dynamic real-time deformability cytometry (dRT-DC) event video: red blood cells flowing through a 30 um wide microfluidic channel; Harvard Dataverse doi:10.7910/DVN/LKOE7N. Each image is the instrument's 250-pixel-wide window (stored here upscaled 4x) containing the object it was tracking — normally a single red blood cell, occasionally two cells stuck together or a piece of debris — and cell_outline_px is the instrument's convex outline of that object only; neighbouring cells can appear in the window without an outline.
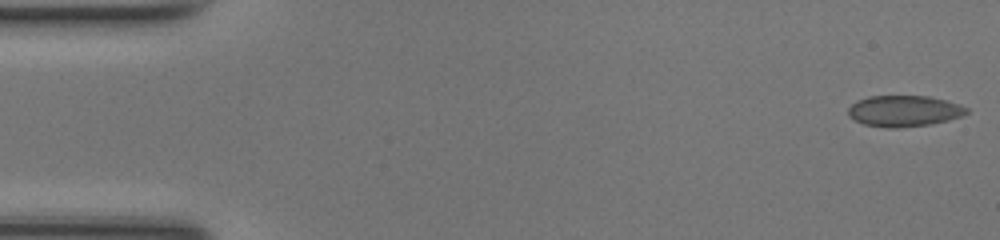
{"species": "common noctule bat (a hibernating species)", "species_latin": "Nyctalus noctula", "temperature_condition": "room temperature", "stored_images_in_passage": 48, "camera_frame_rate_fps": 3000, "um_per_image_px": 0.085, "animal": {"sex": "female", "body_mass_g": 17.0, "forearm_length_mm": 48.0}, "frame": {"image": 1, "passage_image": 1, "time_ms": 0.0, "image_size_px": [1000, 240], "cell_outline_px": [[968, 112], [960, 116], [948, 120], [932, 124], [896, 128], [888, 128], [864, 124], [848, 116], [848, 108], [852, 104], [868, 96], [928, 96], [944, 100], [968, 108]], "centroid_in_image_um": [76.82, 9.44], "position_along_channel_um": 8.2, "area_um2": 21.21}}
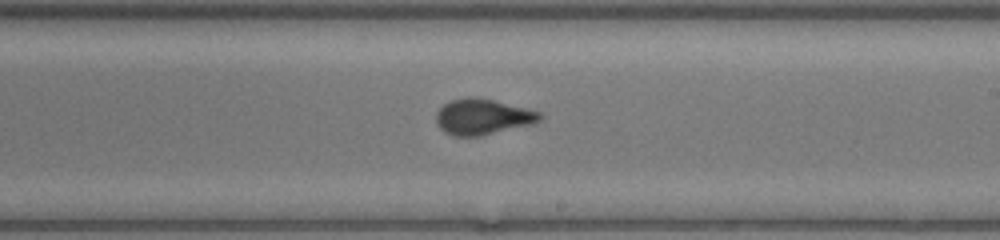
{"frame": {"image": 2, "passage_image": 28, "time_ms": 9.0, "image_size_px": [1000, 240], "cell_outline_px": [[544, 116], [540, 120], [532, 124], [480, 136], [452, 136], [444, 132], [436, 124], [436, 112], [444, 104], [452, 100], [468, 96], [472, 96], [492, 100], [540, 112]], "centroid_in_image_um": [40.99, 9.94], "position_along_channel_um": 248.0, "area_um2": 21.5}}
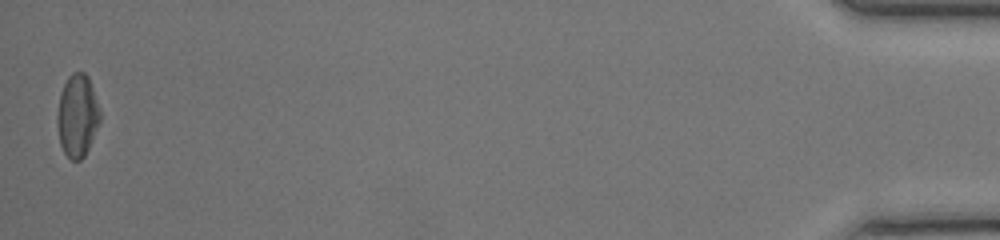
{"frame": {"image": 3, "passage_image": 48, "time_ms": 15.667, "image_size_px": [1000, 240], "cell_outline_px": [[100, 120], [88, 148], [84, 156], [80, 160], [72, 160], [64, 152], [60, 144], [56, 124], [56, 116], [60, 92], [68, 76], [72, 72], [84, 72], [88, 76], [100, 112]], "centroid_in_image_um": [6.54, 9.82], "position_along_channel_um": 428.7, "area_um2": 20.46}, "authors_computed_cell_mechanics": {"area_um2": 21.3282, "velocity_mm_per_s": 4.2388, "shape_relaxation_time_tau1_ms": null, "shape_relaxation_time_tau2_ms": 0.5533, "deformation_change_tau1": null, "deformation_change_tau2": 0.0406}}